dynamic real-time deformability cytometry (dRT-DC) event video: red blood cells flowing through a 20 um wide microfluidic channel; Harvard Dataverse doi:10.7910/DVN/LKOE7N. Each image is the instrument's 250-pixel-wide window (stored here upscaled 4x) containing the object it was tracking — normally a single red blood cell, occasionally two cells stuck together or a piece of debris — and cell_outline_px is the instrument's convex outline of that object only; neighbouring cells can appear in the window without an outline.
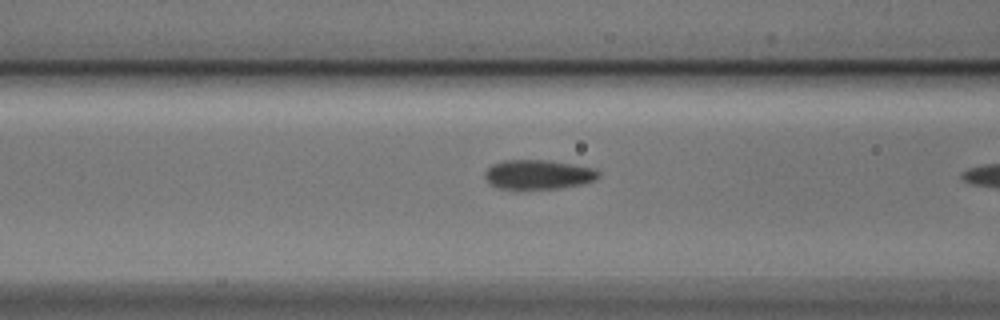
{"species": "Egyptian fruit bat (a non-hibernating species)", "species_latin": "Rousettus aegyptiacus", "temperature_condition": "cold", "stored_images_in_passage": 22, "camera_frame_rate_fps": 3000, "um_per_image_px": 0.085, "animal": {"sex": "male"}, "frame": {"image": 1, "passage_image": 7, "time_ms": 2.0, "image_size_px": [1000, 320], "cell_outline_px": [[600, 176], [596, 180], [584, 184], [560, 188], [496, 188], [488, 184], [484, 176], [484, 172], [492, 164], [504, 160], [544, 160], [596, 168], [600, 172]], "centroid_in_image_um": [45.75, 14.83], "position_along_channel_um": 120.8, "area_um2": 19.54}}
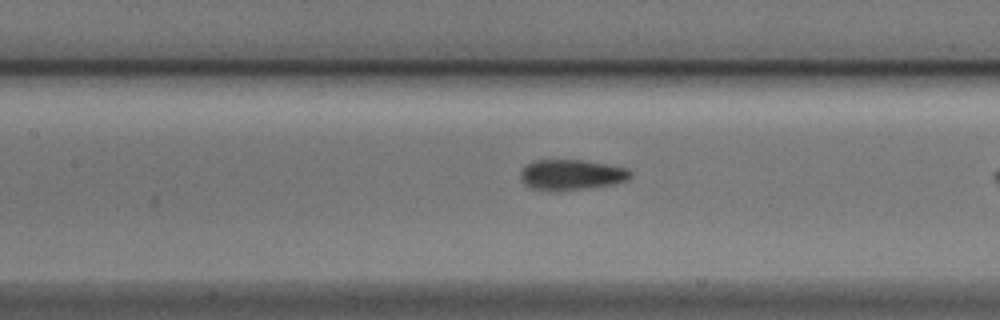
{"frame": {"image": 2, "passage_image": 10, "time_ms": 3.0, "image_size_px": [1000, 320], "cell_outline_px": [[632, 176], [628, 180], [612, 184], [584, 188], [528, 188], [524, 184], [520, 176], [520, 172], [528, 164], [536, 160], [580, 160], [628, 168], [632, 172]], "centroid_in_image_um": [48.61, 14.82], "position_along_channel_um": 158.8, "area_um2": 18.73}}
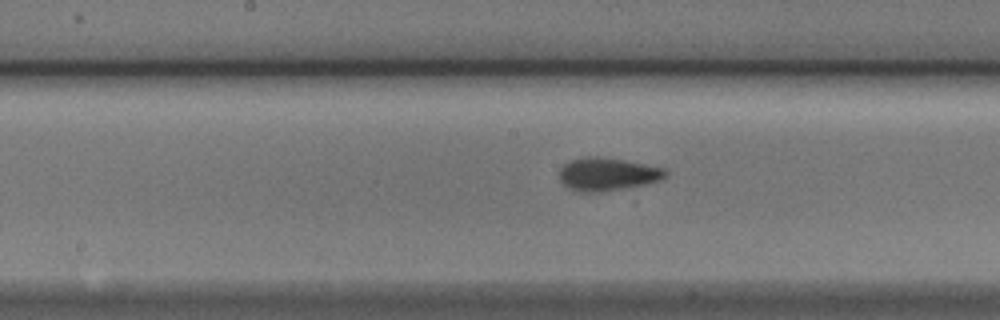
{"frame": {"image": 3, "passage_image": 13, "time_ms": 4.0, "image_size_px": [1000, 320], "cell_outline_px": [[668, 176], [660, 180], [644, 184], [624, 188], [600, 192], [580, 192], [564, 184], [560, 180], [560, 168], [564, 164], [572, 160], [588, 156], [596, 156], [624, 160], [664, 168], [668, 172]], "centroid_in_image_um": [51.65, 14.8], "position_along_channel_um": 196.5, "area_um2": 20.17}}